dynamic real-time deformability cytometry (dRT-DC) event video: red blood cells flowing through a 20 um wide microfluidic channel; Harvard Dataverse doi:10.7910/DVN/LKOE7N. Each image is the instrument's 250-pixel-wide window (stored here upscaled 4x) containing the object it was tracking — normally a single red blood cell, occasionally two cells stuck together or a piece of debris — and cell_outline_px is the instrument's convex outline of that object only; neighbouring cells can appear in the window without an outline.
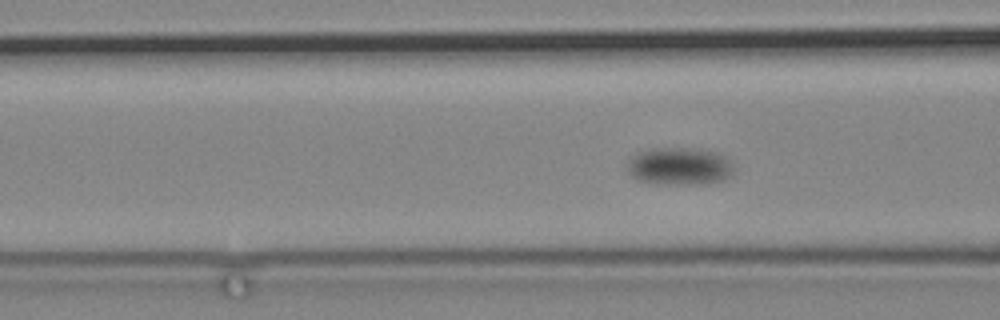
{"species": "common noctule bat (a hibernating species)", "species_latin": "Nyctalus noctula", "temperature_condition": "cold", "stored_images_in_passage": 93, "camera_frame_rate_fps": 3000, "um_per_image_px": 0.085, "animal": {"sex": "male", "body_mass_g": 19.2, "forearm_length_mm": 51.8}, "frame": {"image": 1, "passage_image": 52, "time_ms": 17.0, "image_size_px": [1000, 320], "cell_outline_px": [[736, 168], [732, 176], [724, 180], [704, 184], [656, 184], [636, 180], [628, 172], [628, 160], [636, 152], [652, 148], [688, 148], [720, 152], [732, 160]], "centroid_in_image_um": [57.81, 14.13], "position_along_channel_um": 108.8, "area_um2": 24.04}}
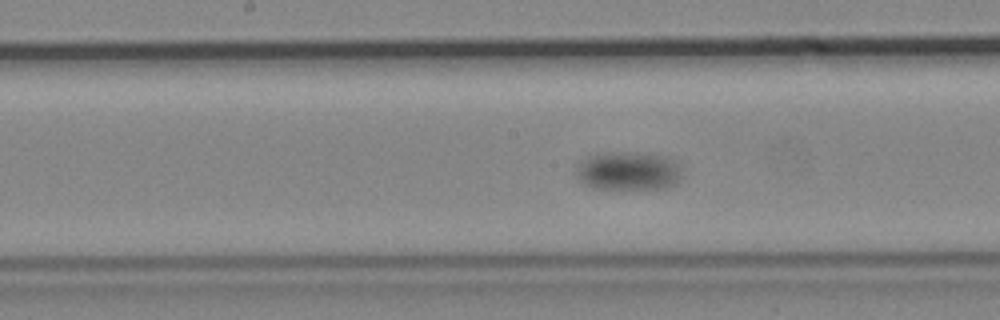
{"frame": {"image": 2, "passage_image": 63, "time_ms": 20.667, "image_size_px": [1000, 320], "cell_outline_px": [[680, 176], [676, 184], [664, 188], [592, 188], [584, 184], [576, 176], [576, 168], [584, 160], [592, 156], [604, 152], [648, 152], [664, 156], [672, 160], [676, 164]], "centroid_in_image_um": [53.38, 14.52], "position_along_channel_um": 194.8, "area_um2": 23.47}}
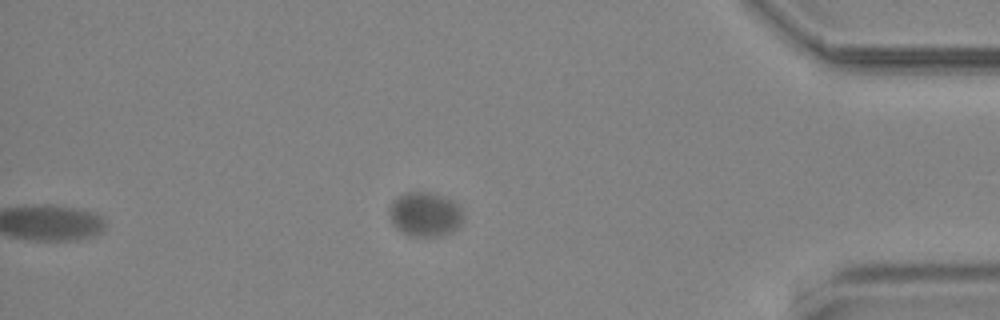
{"frame": {"image": 3, "passage_image": 93, "time_ms": 30.667, "image_size_px": [1000, 320], "cell_outline_px": [[460, 224], [456, 228], [440, 236], [412, 236], [400, 232], [396, 228], [388, 216], [388, 208], [392, 200], [408, 192], [428, 192], [452, 200], [460, 208]], "centroid_in_image_um": [36.04, 18.22], "position_along_channel_um": 399.2, "area_um2": 18.79}}